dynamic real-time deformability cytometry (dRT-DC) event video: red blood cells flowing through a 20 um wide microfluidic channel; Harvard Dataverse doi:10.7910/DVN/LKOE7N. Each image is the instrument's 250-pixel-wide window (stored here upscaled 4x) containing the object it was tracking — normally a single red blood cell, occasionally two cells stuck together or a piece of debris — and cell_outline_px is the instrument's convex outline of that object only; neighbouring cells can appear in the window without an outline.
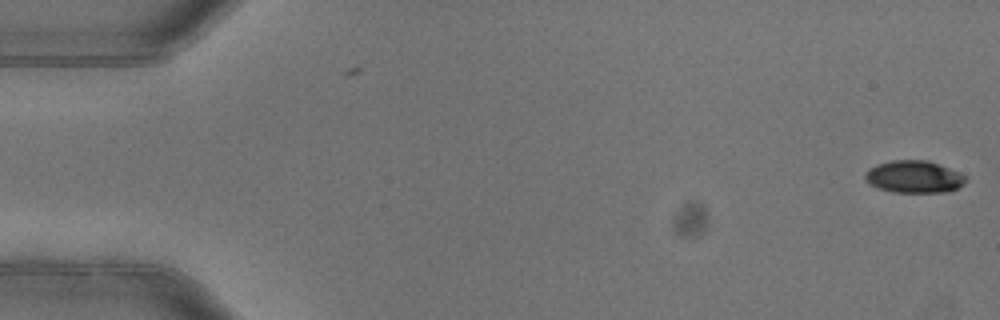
{"species": "common noctule bat (a hibernating species)", "species_latin": "Nyctalus noctula", "temperature_condition": "warm", "stored_images_in_passage": 4, "camera_frame_rate_fps": 3000, "um_per_image_px": 0.085, "animal": {"sex": "female"}, "frame": {"image": 1, "passage_image": 1, "time_ms": 0.0, "image_size_px": [1000, 320], "cell_outline_px": [[968, 180], [964, 184], [948, 192], [892, 192], [868, 184], [864, 180], [864, 172], [868, 168], [876, 164], [892, 160], [928, 160], [940, 164], [964, 176]], "centroid_in_image_um": [77.64, 15.02], "position_along_channel_um": 7.4, "area_um2": 19.02}}
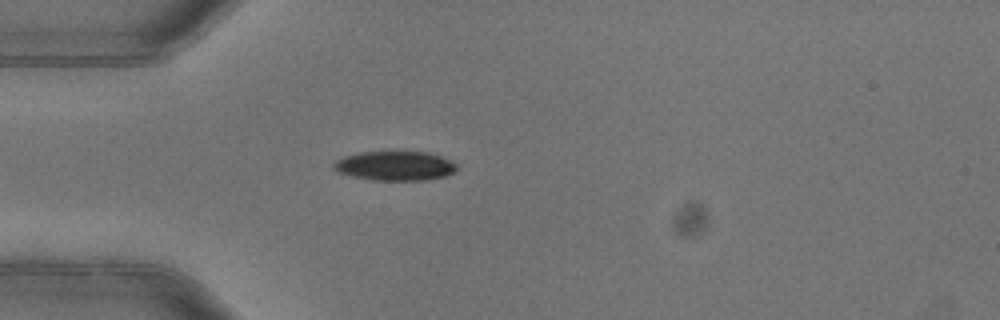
{"frame": {"image": 2, "passage_image": 4, "time_ms": 1.0, "image_size_px": [1000, 320], "cell_outline_px": [[456, 172], [444, 176], [424, 180], [372, 180], [352, 176], [340, 172], [332, 168], [332, 164], [336, 160], [344, 156], [360, 152], [428, 152], [440, 156], [456, 164]], "centroid_in_image_um": [33.55, 14.1], "position_along_channel_um": 51.4, "area_um2": 20.92}}